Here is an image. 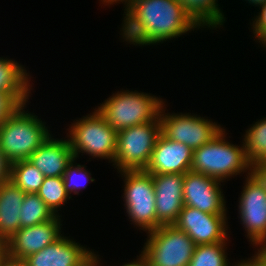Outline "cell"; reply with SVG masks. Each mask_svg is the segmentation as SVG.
<instances>
[{"mask_svg":"<svg viewBox=\"0 0 266 266\" xmlns=\"http://www.w3.org/2000/svg\"><path fill=\"white\" fill-rule=\"evenodd\" d=\"M192 156L193 150L187 145L172 141L161 133L145 171L151 174H185L190 171Z\"/></svg>","mask_w":266,"mask_h":266,"instance_id":"cell-16","label":"cell"},{"mask_svg":"<svg viewBox=\"0 0 266 266\" xmlns=\"http://www.w3.org/2000/svg\"><path fill=\"white\" fill-rule=\"evenodd\" d=\"M77 160L74 159L63 174L65 189L71 197L73 194L79 195L82 188L86 189L87 183L95 182V179L91 177V172L86 169L85 165L77 164ZM83 182L86 184L83 185Z\"/></svg>","mask_w":266,"mask_h":266,"instance_id":"cell-26","label":"cell"},{"mask_svg":"<svg viewBox=\"0 0 266 266\" xmlns=\"http://www.w3.org/2000/svg\"><path fill=\"white\" fill-rule=\"evenodd\" d=\"M44 178L28 159L11 164L10 180L24 193H37Z\"/></svg>","mask_w":266,"mask_h":266,"instance_id":"cell-23","label":"cell"},{"mask_svg":"<svg viewBox=\"0 0 266 266\" xmlns=\"http://www.w3.org/2000/svg\"><path fill=\"white\" fill-rule=\"evenodd\" d=\"M229 242L196 245L188 266H234L227 256Z\"/></svg>","mask_w":266,"mask_h":266,"instance_id":"cell-24","label":"cell"},{"mask_svg":"<svg viewBox=\"0 0 266 266\" xmlns=\"http://www.w3.org/2000/svg\"><path fill=\"white\" fill-rule=\"evenodd\" d=\"M68 138L75 159L79 154L88 155L91 158H100L114 163L117 147V131H115L100 113L94 109L82 118L71 122L66 129Z\"/></svg>","mask_w":266,"mask_h":266,"instance_id":"cell-5","label":"cell"},{"mask_svg":"<svg viewBox=\"0 0 266 266\" xmlns=\"http://www.w3.org/2000/svg\"><path fill=\"white\" fill-rule=\"evenodd\" d=\"M160 134V121H151L118 131L116 155L112 166L117 172L145 170Z\"/></svg>","mask_w":266,"mask_h":266,"instance_id":"cell-8","label":"cell"},{"mask_svg":"<svg viewBox=\"0 0 266 266\" xmlns=\"http://www.w3.org/2000/svg\"><path fill=\"white\" fill-rule=\"evenodd\" d=\"M124 10L121 39L135 47L160 45L202 29L179 0H134Z\"/></svg>","mask_w":266,"mask_h":266,"instance_id":"cell-1","label":"cell"},{"mask_svg":"<svg viewBox=\"0 0 266 266\" xmlns=\"http://www.w3.org/2000/svg\"><path fill=\"white\" fill-rule=\"evenodd\" d=\"M124 181V209L131 225L146 233L160 227L156 223L155 191L152 174L145 170H126L118 174Z\"/></svg>","mask_w":266,"mask_h":266,"instance_id":"cell-7","label":"cell"},{"mask_svg":"<svg viewBox=\"0 0 266 266\" xmlns=\"http://www.w3.org/2000/svg\"><path fill=\"white\" fill-rule=\"evenodd\" d=\"M141 254L147 266H188L196 244L174 225H162L146 233Z\"/></svg>","mask_w":266,"mask_h":266,"instance_id":"cell-6","label":"cell"},{"mask_svg":"<svg viewBox=\"0 0 266 266\" xmlns=\"http://www.w3.org/2000/svg\"><path fill=\"white\" fill-rule=\"evenodd\" d=\"M11 163L5 157L0 147V185L10 180Z\"/></svg>","mask_w":266,"mask_h":266,"instance_id":"cell-30","label":"cell"},{"mask_svg":"<svg viewBox=\"0 0 266 266\" xmlns=\"http://www.w3.org/2000/svg\"><path fill=\"white\" fill-rule=\"evenodd\" d=\"M96 252L81 266H102L103 264L100 263L101 258L99 257Z\"/></svg>","mask_w":266,"mask_h":266,"instance_id":"cell-34","label":"cell"},{"mask_svg":"<svg viewBox=\"0 0 266 266\" xmlns=\"http://www.w3.org/2000/svg\"><path fill=\"white\" fill-rule=\"evenodd\" d=\"M22 105L0 125V147L12 164L29 159L50 136L46 122Z\"/></svg>","mask_w":266,"mask_h":266,"instance_id":"cell-4","label":"cell"},{"mask_svg":"<svg viewBox=\"0 0 266 266\" xmlns=\"http://www.w3.org/2000/svg\"><path fill=\"white\" fill-rule=\"evenodd\" d=\"M22 105L14 95L0 92V125Z\"/></svg>","mask_w":266,"mask_h":266,"instance_id":"cell-28","label":"cell"},{"mask_svg":"<svg viewBox=\"0 0 266 266\" xmlns=\"http://www.w3.org/2000/svg\"><path fill=\"white\" fill-rule=\"evenodd\" d=\"M31 77L24 65L14 59L0 57V92L10 93L27 105L33 89Z\"/></svg>","mask_w":266,"mask_h":266,"instance_id":"cell-19","label":"cell"},{"mask_svg":"<svg viewBox=\"0 0 266 266\" xmlns=\"http://www.w3.org/2000/svg\"><path fill=\"white\" fill-rule=\"evenodd\" d=\"M234 266H265L261 260L253 254V256L247 259H241L238 262H235Z\"/></svg>","mask_w":266,"mask_h":266,"instance_id":"cell-31","label":"cell"},{"mask_svg":"<svg viewBox=\"0 0 266 266\" xmlns=\"http://www.w3.org/2000/svg\"><path fill=\"white\" fill-rule=\"evenodd\" d=\"M25 194L11 180L0 185V236L8 240L20 229Z\"/></svg>","mask_w":266,"mask_h":266,"instance_id":"cell-18","label":"cell"},{"mask_svg":"<svg viewBox=\"0 0 266 266\" xmlns=\"http://www.w3.org/2000/svg\"><path fill=\"white\" fill-rule=\"evenodd\" d=\"M120 266H147L146 259L140 254L139 256L137 255L136 259H133V261L123 263Z\"/></svg>","mask_w":266,"mask_h":266,"instance_id":"cell-33","label":"cell"},{"mask_svg":"<svg viewBox=\"0 0 266 266\" xmlns=\"http://www.w3.org/2000/svg\"><path fill=\"white\" fill-rule=\"evenodd\" d=\"M244 133L245 154L250 164L266 159V117L250 125Z\"/></svg>","mask_w":266,"mask_h":266,"instance_id":"cell-21","label":"cell"},{"mask_svg":"<svg viewBox=\"0 0 266 266\" xmlns=\"http://www.w3.org/2000/svg\"><path fill=\"white\" fill-rule=\"evenodd\" d=\"M250 174L263 186L266 191V164L263 162L251 164Z\"/></svg>","mask_w":266,"mask_h":266,"instance_id":"cell-29","label":"cell"},{"mask_svg":"<svg viewBox=\"0 0 266 266\" xmlns=\"http://www.w3.org/2000/svg\"><path fill=\"white\" fill-rule=\"evenodd\" d=\"M222 182L205 174L188 171L184 174L183 203L202 212L227 215Z\"/></svg>","mask_w":266,"mask_h":266,"instance_id":"cell-12","label":"cell"},{"mask_svg":"<svg viewBox=\"0 0 266 266\" xmlns=\"http://www.w3.org/2000/svg\"><path fill=\"white\" fill-rule=\"evenodd\" d=\"M56 215L37 193H26L21 206L20 228L31 227L53 219Z\"/></svg>","mask_w":266,"mask_h":266,"instance_id":"cell-22","label":"cell"},{"mask_svg":"<svg viewBox=\"0 0 266 266\" xmlns=\"http://www.w3.org/2000/svg\"><path fill=\"white\" fill-rule=\"evenodd\" d=\"M60 217L62 216L56 215L47 222L20 228L7 240L10 262H22L29 255L39 252L58 240L63 235L61 230L63 225Z\"/></svg>","mask_w":266,"mask_h":266,"instance_id":"cell-13","label":"cell"},{"mask_svg":"<svg viewBox=\"0 0 266 266\" xmlns=\"http://www.w3.org/2000/svg\"><path fill=\"white\" fill-rule=\"evenodd\" d=\"M228 219L227 215L210 214L184 205L173 225L196 245L212 244L229 241Z\"/></svg>","mask_w":266,"mask_h":266,"instance_id":"cell-11","label":"cell"},{"mask_svg":"<svg viewBox=\"0 0 266 266\" xmlns=\"http://www.w3.org/2000/svg\"><path fill=\"white\" fill-rule=\"evenodd\" d=\"M37 194L50 208L55 215H60L58 211L68 200L72 199L64 186L63 176L45 177Z\"/></svg>","mask_w":266,"mask_h":266,"instance_id":"cell-25","label":"cell"},{"mask_svg":"<svg viewBox=\"0 0 266 266\" xmlns=\"http://www.w3.org/2000/svg\"><path fill=\"white\" fill-rule=\"evenodd\" d=\"M244 1H246V3H248L252 6H255V7H260L266 3V0H244Z\"/></svg>","mask_w":266,"mask_h":266,"instance_id":"cell-37","label":"cell"},{"mask_svg":"<svg viewBox=\"0 0 266 266\" xmlns=\"http://www.w3.org/2000/svg\"><path fill=\"white\" fill-rule=\"evenodd\" d=\"M54 138L53 134L29 157V161L45 177L63 176L75 159L68 138Z\"/></svg>","mask_w":266,"mask_h":266,"instance_id":"cell-17","label":"cell"},{"mask_svg":"<svg viewBox=\"0 0 266 266\" xmlns=\"http://www.w3.org/2000/svg\"><path fill=\"white\" fill-rule=\"evenodd\" d=\"M166 101L153 94L137 90H120L113 93L95 109L115 130L160 121L159 114Z\"/></svg>","mask_w":266,"mask_h":266,"instance_id":"cell-3","label":"cell"},{"mask_svg":"<svg viewBox=\"0 0 266 266\" xmlns=\"http://www.w3.org/2000/svg\"><path fill=\"white\" fill-rule=\"evenodd\" d=\"M9 264H10V260L7 257L2 263H0V266H9Z\"/></svg>","mask_w":266,"mask_h":266,"instance_id":"cell-38","label":"cell"},{"mask_svg":"<svg viewBox=\"0 0 266 266\" xmlns=\"http://www.w3.org/2000/svg\"><path fill=\"white\" fill-rule=\"evenodd\" d=\"M95 252L86 248L73 237L62 235L39 252L33 253L21 263L24 266H81Z\"/></svg>","mask_w":266,"mask_h":266,"instance_id":"cell-15","label":"cell"},{"mask_svg":"<svg viewBox=\"0 0 266 266\" xmlns=\"http://www.w3.org/2000/svg\"><path fill=\"white\" fill-rule=\"evenodd\" d=\"M155 191L156 223L173 225L184 207V174H152Z\"/></svg>","mask_w":266,"mask_h":266,"instance_id":"cell-14","label":"cell"},{"mask_svg":"<svg viewBox=\"0 0 266 266\" xmlns=\"http://www.w3.org/2000/svg\"><path fill=\"white\" fill-rule=\"evenodd\" d=\"M101 1L100 4H103L104 6H111L113 4H120L122 2V4H124V8L126 9L134 0H99Z\"/></svg>","mask_w":266,"mask_h":266,"instance_id":"cell-35","label":"cell"},{"mask_svg":"<svg viewBox=\"0 0 266 266\" xmlns=\"http://www.w3.org/2000/svg\"><path fill=\"white\" fill-rule=\"evenodd\" d=\"M188 14L201 27L216 30L222 27L225 20L218 0H179Z\"/></svg>","mask_w":266,"mask_h":266,"instance_id":"cell-20","label":"cell"},{"mask_svg":"<svg viewBox=\"0 0 266 266\" xmlns=\"http://www.w3.org/2000/svg\"><path fill=\"white\" fill-rule=\"evenodd\" d=\"M9 266H24L21 262H10Z\"/></svg>","mask_w":266,"mask_h":266,"instance_id":"cell-39","label":"cell"},{"mask_svg":"<svg viewBox=\"0 0 266 266\" xmlns=\"http://www.w3.org/2000/svg\"><path fill=\"white\" fill-rule=\"evenodd\" d=\"M8 257L7 240L0 236V263Z\"/></svg>","mask_w":266,"mask_h":266,"instance_id":"cell-32","label":"cell"},{"mask_svg":"<svg viewBox=\"0 0 266 266\" xmlns=\"http://www.w3.org/2000/svg\"><path fill=\"white\" fill-rule=\"evenodd\" d=\"M226 129H222L211 141L193 150L190 171L205 174L221 181H229L236 175H250L251 164L245 154L244 143L234 145L227 140ZM226 180V181H225Z\"/></svg>","mask_w":266,"mask_h":266,"instance_id":"cell-2","label":"cell"},{"mask_svg":"<svg viewBox=\"0 0 266 266\" xmlns=\"http://www.w3.org/2000/svg\"><path fill=\"white\" fill-rule=\"evenodd\" d=\"M254 253L266 266V244H263L260 247H258Z\"/></svg>","mask_w":266,"mask_h":266,"instance_id":"cell-36","label":"cell"},{"mask_svg":"<svg viewBox=\"0 0 266 266\" xmlns=\"http://www.w3.org/2000/svg\"><path fill=\"white\" fill-rule=\"evenodd\" d=\"M258 8L261 10L251 19L253 22L250 26L255 37L254 41L256 40L261 47L266 48V3Z\"/></svg>","mask_w":266,"mask_h":266,"instance_id":"cell-27","label":"cell"},{"mask_svg":"<svg viewBox=\"0 0 266 266\" xmlns=\"http://www.w3.org/2000/svg\"><path fill=\"white\" fill-rule=\"evenodd\" d=\"M166 106L164 103L159 114L161 133L172 141L187 145L191 150L208 143L224 128L208 117L187 112L170 113Z\"/></svg>","mask_w":266,"mask_h":266,"instance_id":"cell-9","label":"cell"},{"mask_svg":"<svg viewBox=\"0 0 266 266\" xmlns=\"http://www.w3.org/2000/svg\"><path fill=\"white\" fill-rule=\"evenodd\" d=\"M238 202L240 224L256 249L266 244V191L250 174L245 177Z\"/></svg>","mask_w":266,"mask_h":266,"instance_id":"cell-10","label":"cell"}]
</instances>
